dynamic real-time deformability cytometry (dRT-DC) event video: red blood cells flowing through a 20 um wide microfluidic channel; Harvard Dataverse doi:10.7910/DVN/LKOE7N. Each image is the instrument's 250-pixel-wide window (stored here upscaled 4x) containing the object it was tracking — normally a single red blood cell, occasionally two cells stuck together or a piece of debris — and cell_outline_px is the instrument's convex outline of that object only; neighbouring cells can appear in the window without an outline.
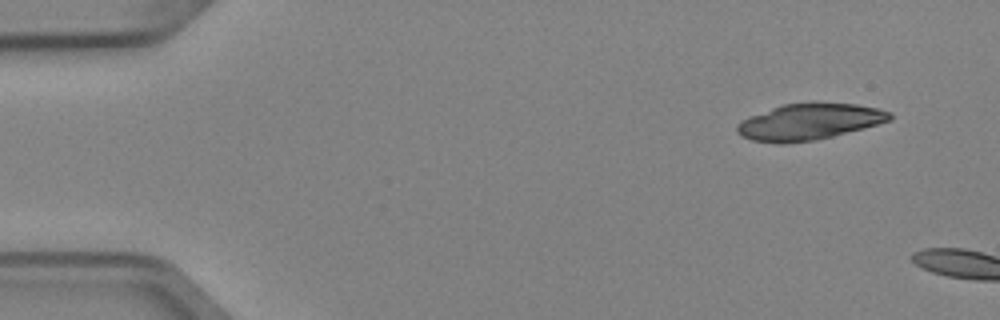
{"species": "Egyptian fruit bat (a non-hibernating species)", "species_latin": "Rousettus aegyptiacus", "temperature_condition": "cold", "stored_images_in_passage": 4, "camera_frame_rate_fps": 3000, "um_per_image_px": 0.085, "animal": {"sex": "female"}, "frame": {"image": 1, "passage_image": 1, "time_ms": 0.0, "image_size_px": [1000, 320], "cell_outline_px": [[892, 120], [832, 136], [816, 140], [776, 144], [752, 140], [740, 136], [736, 132], [736, 124], [740, 120], [748, 116], [784, 104], [816, 100], [856, 104], [876, 108], [892, 112]], "centroid_in_image_um": [68.75, 10.32], "position_along_channel_um": 16.3, "area_um2": 32.89}}